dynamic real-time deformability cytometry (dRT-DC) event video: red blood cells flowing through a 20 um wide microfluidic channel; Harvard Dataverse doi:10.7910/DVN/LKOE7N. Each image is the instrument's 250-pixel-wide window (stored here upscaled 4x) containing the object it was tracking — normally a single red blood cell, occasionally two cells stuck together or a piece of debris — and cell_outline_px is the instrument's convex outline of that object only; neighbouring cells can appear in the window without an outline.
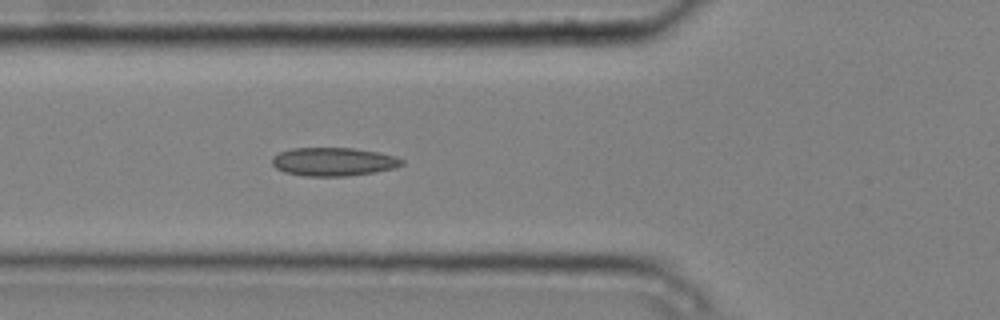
{"species": "common noctule bat (a hibernating species)", "species_latin": "Nyctalus noctula", "temperature_condition": "cold", "stored_images_in_passage": 6, "camera_frame_rate_fps": 3000, "um_per_image_px": 0.085, "animal": {"sex": "male", "body_mass_g": 20.4}, "frame": {"image": 1, "passage_image": 6, "time_ms": 1.667, "image_size_px": [1000, 320], "cell_outline_px": [[404, 164], [392, 168], [372, 172], [348, 176], [304, 176], [284, 172], [276, 168], [272, 164], [272, 156], [280, 152], [292, 148], [352, 148], [380, 152], [396, 156], [404, 160]], "centroid_in_image_um": [28.33, 13.74], "position_along_channel_um": 97.5, "area_um2": 21.5}}